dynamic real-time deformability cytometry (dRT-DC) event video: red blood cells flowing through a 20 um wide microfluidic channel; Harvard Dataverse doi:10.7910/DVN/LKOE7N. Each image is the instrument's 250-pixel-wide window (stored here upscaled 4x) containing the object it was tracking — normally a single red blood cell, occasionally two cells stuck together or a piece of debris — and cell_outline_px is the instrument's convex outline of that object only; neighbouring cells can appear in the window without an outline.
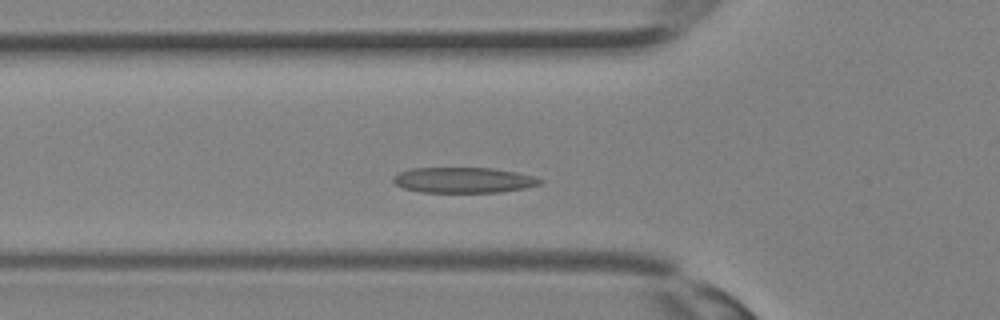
{"species": "Egyptian fruit bat (a non-hibernating species)", "species_latin": "Rousettus aegyptiacus", "temperature_condition": "room temperature", "stored_images_in_passage": 31, "segment_of_instrument_passage": [1, 2], "camera_frame_rate_fps": 3000, "um_per_image_px": 0.085, "animal": {"sex": "female"}, "frame": {"image": 1, "passage_image": 7, "time_ms": 2.0, "image_size_px": [1000, 320], "cell_outline_px": [[544, 180], [540, 184], [524, 188], [500, 192], [420, 192], [404, 188], [396, 184], [392, 180], [392, 176], [400, 172], [412, 168], [492, 168], [516, 172], [532, 176]], "centroid_in_image_um": [39.38, 15.31], "position_along_channel_um": 86.4, "area_um2": 21.73}}
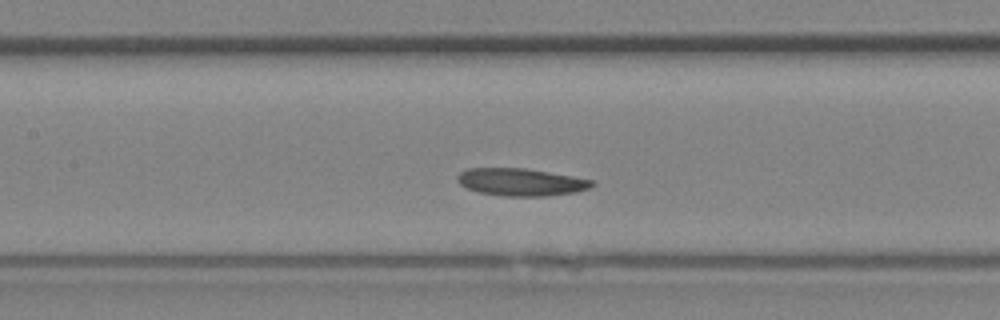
{"frame": {"image": 2, "passage_image": 11, "time_ms": 3.333, "image_size_px": [1000, 320], "cell_outline_px": [[596, 184], [588, 188], [576, 192], [544, 196], [504, 196], [480, 192], [468, 188], [460, 184], [456, 180], [456, 176], [460, 172], [468, 168], [528, 168], [596, 180]], "centroid_in_image_um": [44.31, 15.46], "position_along_channel_um": 163.1, "area_um2": 21.68}}
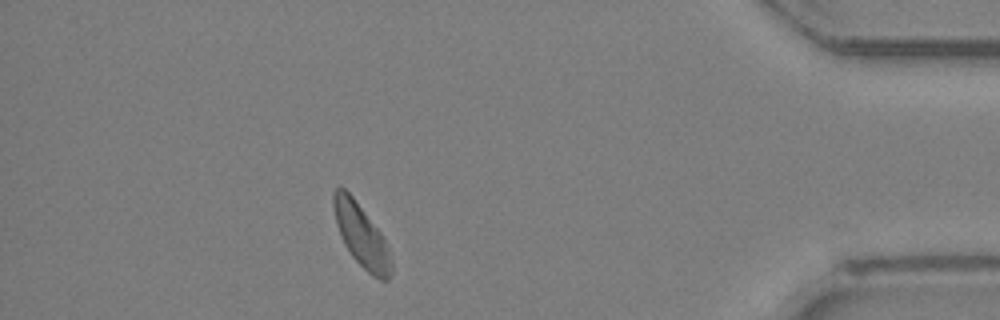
{"frame": {"image": 3, "passage_image": 26, "time_ms": 8.333, "image_size_px": [1000, 320], "cell_outline_px": [[392, 272], [388, 280], [380, 280], [372, 276], [352, 256], [344, 244], [340, 236], [336, 224], [332, 204], [332, 196], [336, 188], [340, 184], [352, 196], [380, 232], [384, 240], [392, 260]], "centroid_in_image_um": [30.69, 20.02], "position_along_channel_um": 404.5, "area_um2": 20.92}}